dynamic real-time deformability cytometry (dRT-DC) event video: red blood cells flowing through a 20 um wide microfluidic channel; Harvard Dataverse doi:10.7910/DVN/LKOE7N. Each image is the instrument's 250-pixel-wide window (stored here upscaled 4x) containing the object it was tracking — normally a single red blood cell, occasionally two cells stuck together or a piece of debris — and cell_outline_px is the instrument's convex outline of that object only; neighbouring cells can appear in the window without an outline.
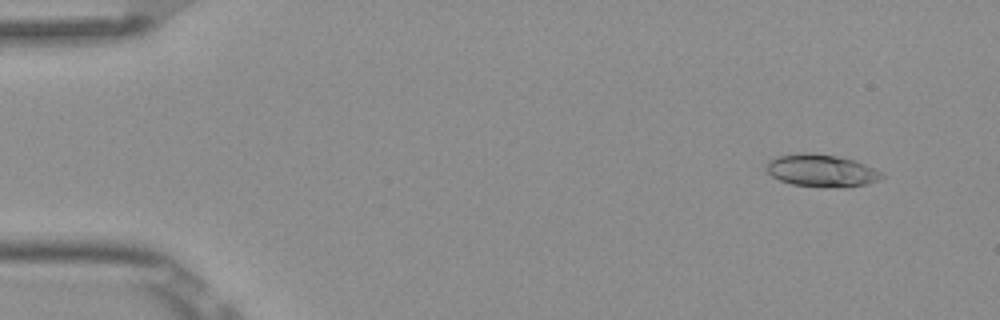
{"species": "Egyptian fruit bat (a non-hibernating species)", "species_latin": "Rousettus aegyptiacus", "temperature_condition": "room temperature", "stored_images_in_passage": 4, "camera_frame_rate_fps": 3000, "um_per_image_px": 0.085, "frame": {"image": 1, "passage_image": 1, "time_ms": 0.0, "image_size_px": [1000, 320], "cell_outline_px": [[884, 176], [880, 180], [868, 184], [792, 184], [780, 180], [772, 176], [764, 168], [768, 160], [772, 156], [800, 152], [812, 152], [836, 156], [856, 160], [880, 172]], "centroid_in_image_um": [69.72, 14.41], "position_along_channel_um": 15.3, "area_um2": 20.98}}
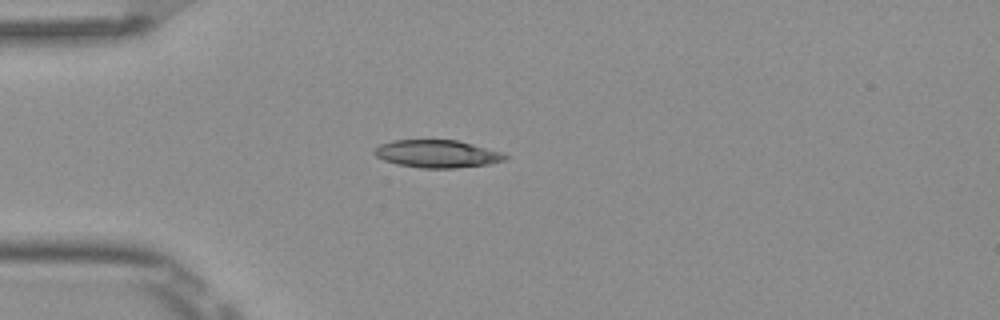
{"frame": {"image": 2, "passage_image": 4, "time_ms": 1.0, "image_size_px": [1000, 320], "cell_outline_px": [[508, 160], [488, 164], [456, 168], [420, 168], [396, 164], [384, 160], [376, 156], [372, 152], [380, 144], [392, 140], [456, 140], [472, 144], [500, 152], [508, 156]], "centroid_in_image_um": [37.14, 13.08], "position_along_channel_um": 47.9, "area_um2": 21.04}}